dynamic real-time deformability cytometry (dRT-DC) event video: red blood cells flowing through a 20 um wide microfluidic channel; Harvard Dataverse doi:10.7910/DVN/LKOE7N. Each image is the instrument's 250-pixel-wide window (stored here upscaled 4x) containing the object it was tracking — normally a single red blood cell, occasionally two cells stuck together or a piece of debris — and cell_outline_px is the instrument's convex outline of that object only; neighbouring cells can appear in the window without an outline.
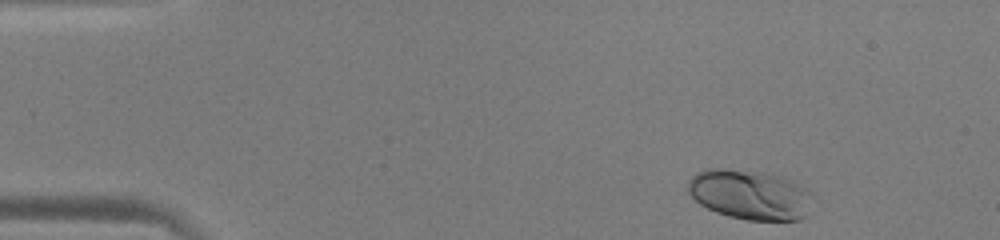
{"species": "human", "species_latin": "Homo sapiens", "temperature_condition": "warm", "stored_images_in_passage": 47, "camera_frame_rate_fps": 3000, "um_per_image_px": 0.085, "donor": {"sex": "male"}, "frame": {"image": 1, "passage_image": 1, "time_ms": 0.0, "image_size_px": [1000, 240], "cell_outline_px": [[808, 216], [800, 220], [748, 220], [728, 216], [716, 212], [700, 204], [688, 192], [688, 180], [696, 172], [704, 168], [724, 168], [764, 172], [780, 176], [804, 188], [808, 192]], "centroid_in_image_um": [63.67, 16.54], "position_along_channel_um": 21.3, "area_um2": 35.95}}
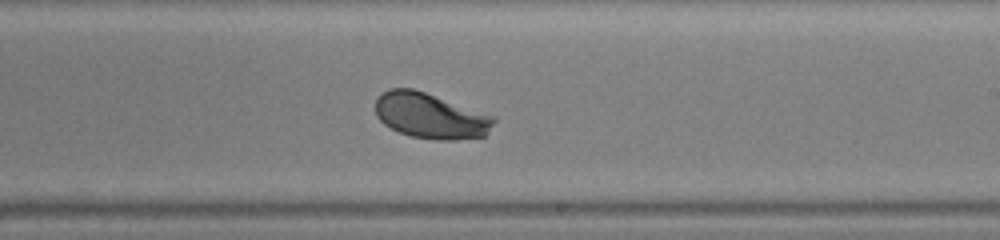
{"frame": {"image": 2, "passage_image": 26, "time_ms": 8.333, "image_size_px": [1000, 240], "cell_outline_px": [[496, 120], [488, 132], [484, 136], [456, 140], [436, 140], [412, 136], [400, 132], [384, 124], [376, 116], [376, 96], [388, 88], [412, 88], [496, 116]], "centroid_in_image_um": [36.59, 9.84], "position_along_channel_um": 252.4, "area_um2": 31.44}}
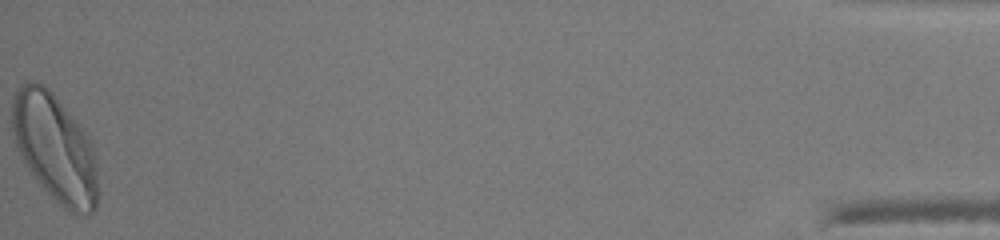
{"frame": {"image": 3, "passage_image": 47, "time_ms": 15.333, "image_size_px": [1000, 240], "cell_outline_px": [[100, 196], [96, 208], [92, 212], [72, 212], [64, 208], [40, 184], [28, 168], [16, 148], [12, 128], [12, 96], [16, 88], [20, 84], [28, 80], [40, 84], [48, 88], [52, 92], [84, 128], [88, 136], [96, 160], [100, 192]], "centroid_in_image_um": [4.68, 12.55], "position_along_channel_um": 430.5, "area_um2": 54.16}, "authors_computed_cell_mechanics": {"area_um2": 31.9634, "velocity_mm_per_s": 3.9403, "shape_relaxation_time_tau1_ms": 2.1397, "shape_relaxation_time_tau2_ms": null, "deformation_change_tau1": 0.1473, "deformation_change_tau2": null}}